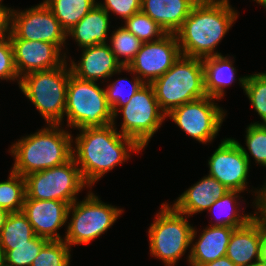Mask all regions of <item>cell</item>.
I'll return each mask as SVG.
<instances>
[{
    "label": "cell",
    "mask_w": 266,
    "mask_h": 266,
    "mask_svg": "<svg viewBox=\"0 0 266 266\" xmlns=\"http://www.w3.org/2000/svg\"><path fill=\"white\" fill-rule=\"evenodd\" d=\"M113 124L81 129L75 138L73 158L84 181L93 186L104 174L130 158V151L142 148L131 138L122 135Z\"/></svg>",
    "instance_id": "obj_1"
},
{
    "label": "cell",
    "mask_w": 266,
    "mask_h": 266,
    "mask_svg": "<svg viewBox=\"0 0 266 266\" xmlns=\"http://www.w3.org/2000/svg\"><path fill=\"white\" fill-rule=\"evenodd\" d=\"M237 18L229 0H199L175 32L181 55L200 59L220 55L214 49Z\"/></svg>",
    "instance_id": "obj_2"
},
{
    "label": "cell",
    "mask_w": 266,
    "mask_h": 266,
    "mask_svg": "<svg viewBox=\"0 0 266 266\" xmlns=\"http://www.w3.org/2000/svg\"><path fill=\"white\" fill-rule=\"evenodd\" d=\"M59 127L47 125L15 142L9 150L15 160L12 171L25 177L69 161L73 157V136Z\"/></svg>",
    "instance_id": "obj_3"
},
{
    "label": "cell",
    "mask_w": 266,
    "mask_h": 266,
    "mask_svg": "<svg viewBox=\"0 0 266 266\" xmlns=\"http://www.w3.org/2000/svg\"><path fill=\"white\" fill-rule=\"evenodd\" d=\"M150 85L166 115L182 104L205 97L202 59L181 55L164 75Z\"/></svg>",
    "instance_id": "obj_4"
},
{
    "label": "cell",
    "mask_w": 266,
    "mask_h": 266,
    "mask_svg": "<svg viewBox=\"0 0 266 266\" xmlns=\"http://www.w3.org/2000/svg\"><path fill=\"white\" fill-rule=\"evenodd\" d=\"M68 62L54 69L31 72L20 78L19 88L34 104L47 125H62L70 77Z\"/></svg>",
    "instance_id": "obj_5"
},
{
    "label": "cell",
    "mask_w": 266,
    "mask_h": 266,
    "mask_svg": "<svg viewBox=\"0 0 266 266\" xmlns=\"http://www.w3.org/2000/svg\"><path fill=\"white\" fill-rule=\"evenodd\" d=\"M66 126L77 128L104 127L113 122V113L107 102L105 89L96 81L82 80L70 73L67 86Z\"/></svg>",
    "instance_id": "obj_6"
},
{
    "label": "cell",
    "mask_w": 266,
    "mask_h": 266,
    "mask_svg": "<svg viewBox=\"0 0 266 266\" xmlns=\"http://www.w3.org/2000/svg\"><path fill=\"white\" fill-rule=\"evenodd\" d=\"M161 207L148 229L149 249L166 266H174L191 246L194 227L187 221L188 216L184 217L172 205L163 203Z\"/></svg>",
    "instance_id": "obj_7"
},
{
    "label": "cell",
    "mask_w": 266,
    "mask_h": 266,
    "mask_svg": "<svg viewBox=\"0 0 266 266\" xmlns=\"http://www.w3.org/2000/svg\"><path fill=\"white\" fill-rule=\"evenodd\" d=\"M65 243L71 247L79 244H89L90 241L104 234L123 212L122 209L104 203L96 194L89 191L84 200H77L69 206Z\"/></svg>",
    "instance_id": "obj_8"
},
{
    "label": "cell",
    "mask_w": 266,
    "mask_h": 266,
    "mask_svg": "<svg viewBox=\"0 0 266 266\" xmlns=\"http://www.w3.org/2000/svg\"><path fill=\"white\" fill-rule=\"evenodd\" d=\"M25 181V199L57 200L69 205L84 187H89L73 157L62 165L30 173Z\"/></svg>",
    "instance_id": "obj_9"
},
{
    "label": "cell",
    "mask_w": 266,
    "mask_h": 266,
    "mask_svg": "<svg viewBox=\"0 0 266 266\" xmlns=\"http://www.w3.org/2000/svg\"><path fill=\"white\" fill-rule=\"evenodd\" d=\"M118 112L123 114L120 133L133 139L142 149L148 145L166 119V114L160 109L150 84H144L127 105L120 107L113 114L114 126Z\"/></svg>",
    "instance_id": "obj_10"
},
{
    "label": "cell",
    "mask_w": 266,
    "mask_h": 266,
    "mask_svg": "<svg viewBox=\"0 0 266 266\" xmlns=\"http://www.w3.org/2000/svg\"><path fill=\"white\" fill-rule=\"evenodd\" d=\"M216 98L205 96L187 102L172 109L166 117L182 129L187 135L202 144L210 143L220 131L226 115L225 111L214 103Z\"/></svg>",
    "instance_id": "obj_11"
},
{
    "label": "cell",
    "mask_w": 266,
    "mask_h": 266,
    "mask_svg": "<svg viewBox=\"0 0 266 266\" xmlns=\"http://www.w3.org/2000/svg\"><path fill=\"white\" fill-rule=\"evenodd\" d=\"M10 39L43 41L57 45L61 50L66 44L67 32L49 7L41 2L26 10H11Z\"/></svg>",
    "instance_id": "obj_12"
},
{
    "label": "cell",
    "mask_w": 266,
    "mask_h": 266,
    "mask_svg": "<svg viewBox=\"0 0 266 266\" xmlns=\"http://www.w3.org/2000/svg\"><path fill=\"white\" fill-rule=\"evenodd\" d=\"M209 174L228 190L244 192L250 169L248 151L234 138H226L208 160Z\"/></svg>",
    "instance_id": "obj_13"
},
{
    "label": "cell",
    "mask_w": 266,
    "mask_h": 266,
    "mask_svg": "<svg viewBox=\"0 0 266 266\" xmlns=\"http://www.w3.org/2000/svg\"><path fill=\"white\" fill-rule=\"evenodd\" d=\"M181 56L175 33H167L160 40L145 42L133 61L123 71L135 73L145 84L164 75Z\"/></svg>",
    "instance_id": "obj_14"
},
{
    "label": "cell",
    "mask_w": 266,
    "mask_h": 266,
    "mask_svg": "<svg viewBox=\"0 0 266 266\" xmlns=\"http://www.w3.org/2000/svg\"><path fill=\"white\" fill-rule=\"evenodd\" d=\"M10 42L20 78L31 72L54 69L67 61L66 54L63 52L62 55L61 49L55 44L23 39H10Z\"/></svg>",
    "instance_id": "obj_15"
},
{
    "label": "cell",
    "mask_w": 266,
    "mask_h": 266,
    "mask_svg": "<svg viewBox=\"0 0 266 266\" xmlns=\"http://www.w3.org/2000/svg\"><path fill=\"white\" fill-rule=\"evenodd\" d=\"M69 204L57 200L25 199L22 212L32 225L36 236L49 241L63 240L57 232L67 223Z\"/></svg>",
    "instance_id": "obj_16"
},
{
    "label": "cell",
    "mask_w": 266,
    "mask_h": 266,
    "mask_svg": "<svg viewBox=\"0 0 266 266\" xmlns=\"http://www.w3.org/2000/svg\"><path fill=\"white\" fill-rule=\"evenodd\" d=\"M264 255V222L254 217L245 226L232 232L226 256L236 266H253Z\"/></svg>",
    "instance_id": "obj_17"
},
{
    "label": "cell",
    "mask_w": 266,
    "mask_h": 266,
    "mask_svg": "<svg viewBox=\"0 0 266 266\" xmlns=\"http://www.w3.org/2000/svg\"><path fill=\"white\" fill-rule=\"evenodd\" d=\"M80 62L71 60V74L82 80L98 81L121 73L123 66L117 61L110 45L98 44L82 48Z\"/></svg>",
    "instance_id": "obj_18"
},
{
    "label": "cell",
    "mask_w": 266,
    "mask_h": 266,
    "mask_svg": "<svg viewBox=\"0 0 266 266\" xmlns=\"http://www.w3.org/2000/svg\"><path fill=\"white\" fill-rule=\"evenodd\" d=\"M234 230L233 227L209 225L203 229V233L194 244L193 241L196 238L197 231L193 228L188 263L191 266H200L225 256Z\"/></svg>",
    "instance_id": "obj_19"
},
{
    "label": "cell",
    "mask_w": 266,
    "mask_h": 266,
    "mask_svg": "<svg viewBox=\"0 0 266 266\" xmlns=\"http://www.w3.org/2000/svg\"><path fill=\"white\" fill-rule=\"evenodd\" d=\"M229 190L210 175L204 176L196 184L184 191L172 205L178 212L190 217L208 210Z\"/></svg>",
    "instance_id": "obj_20"
},
{
    "label": "cell",
    "mask_w": 266,
    "mask_h": 266,
    "mask_svg": "<svg viewBox=\"0 0 266 266\" xmlns=\"http://www.w3.org/2000/svg\"><path fill=\"white\" fill-rule=\"evenodd\" d=\"M199 0H142L141 11L166 33H175Z\"/></svg>",
    "instance_id": "obj_21"
},
{
    "label": "cell",
    "mask_w": 266,
    "mask_h": 266,
    "mask_svg": "<svg viewBox=\"0 0 266 266\" xmlns=\"http://www.w3.org/2000/svg\"><path fill=\"white\" fill-rule=\"evenodd\" d=\"M109 23V14L97 3L67 32V37L72 36L80 48L106 44Z\"/></svg>",
    "instance_id": "obj_22"
},
{
    "label": "cell",
    "mask_w": 266,
    "mask_h": 266,
    "mask_svg": "<svg viewBox=\"0 0 266 266\" xmlns=\"http://www.w3.org/2000/svg\"><path fill=\"white\" fill-rule=\"evenodd\" d=\"M229 58L220 54L202 59L206 95L217 101L225 96V88L237 80L236 69Z\"/></svg>",
    "instance_id": "obj_23"
},
{
    "label": "cell",
    "mask_w": 266,
    "mask_h": 266,
    "mask_svg": "<svg viewBox=\"0 0 266 266\" xmlns=\"http://www.w3.org/2000/svg\"><path fill=\"white\" fill-rule=\"evenodd\" d=\"M32 225L22 212H10L0 235V242L6 253L13 250V246L29 244L35 237Z\"/></svg>",
    "instance_id": "obj_24"
},
{
    "label": "cell",
    "mask_w": 266,
    "mask_h": 266,
    "mask_svg": "<svg viewBox=\"0 0 266 266\" xmlns=\"http://www.w3.org/2000/svg\"><path fill=\"white\" fill-rule=\"evenodd\" d=\"M43 2L66 32L97 4L96 0H44Z\"/></svg>",
    "instance_id": "obj_25"
},
{
    "label": "cell",
    "mask_w": 266,
    "mask_h": 266,
    "mask_svg": "<svg viewBox=\"0 0 266 266\" xmlns=\"http://www.w3.org/2000/svg\"><path fill=\"white\" fill-rule=\"evenodd\" d=\"M240 193V191L229 190L223 197L216 200L210 206L208 209L209 212L217 210L216 212L221 213L217 214L221 219H216V222L214 224H210V226H228L237 229L245 226L251 219L255 217V214H239L240 207L238 206L240 205V202L237 201L240 199L238 198L240 197L238 196ZM222 214L224 215V218L221 217Z\"/></svg>",
    "instance_id": "obj_26"
},
{
    "label": "cell",
    "mask_w": 266,
    "mask_h": 266,
    "mask_svg": "<svg viewBox=\"0 0 266 266\" xmlns=\"http://www.w3.org/2000/svg\"><path fill=\"white\" fill-rule=\"evenodd\" d=\"M25 197V177L11 170L8 180L0 182V208L8 212L22 211Z\"/></svg>",
    "instance_id": "obj_27"
},
{
    "label": "cell",
    "mask_w": 266,
    "mask_h": 266,
    "mask_svg": "<svg viewBox=\"0 0 266 266\" xmlns=\"http://www.w3.org/2000/svg\"><path fill=\"white\" fill-rule=\"evenodd\" d=\"M109 40L111 51L123 67H128L143 44L141 40L123 26L113 31ZM121 57L125 59H121Z\"/></svg>",
    "instance_id": "obj_28"
},
{
    "label": "cell",
    "mask_w": 266,
    "mask_h": 266,
    "mask_svg": "<svg viewBox=\"0 0 266 266\" xmlns=\"http://www.w3.org/2000/svg\"><path fill=\"white\" fill-rule=\"evenodd\" d=\"M249 98L252 108L258 113L262 124H266V72L255 73L238 78Z\"/></svg>",
    "instance_id": "obj_29"
},
{
    "label": "cell",
    "mask_w": 266,
    "mask_h": 266,
    "mask_svg": "<svg viewBox=\"0 0 266 266\" xmlns=\"http://www.w3.org/2000/svg\"><path fill=\"white\" fill-rule=\"evenodd\" d=\"M133 77V82H130L126 78H118V80L110 83V85L105 88L107 102L113 114L120 107L127 105L132 96L145 84L139 77L135 75Z\"/></svg>",
    "instance_id": "obj_30"
},
{
    "label": "cell",
    "mask_w": 266,
    "mask_h": 266,
    "mask_svg": "<svg viewBox=\"0 0 266 266\" xmlns=\"http://www.w3.org/2000/svg\"><path fill=\"white\" fill-rule=\"evenodd\" d=\"M123 27L143 43L160 40L167 34L154 20L142 11L127 18Z\"/></svg>",
    "instance_id": "obj_31"
},
{
    "label": "cell",
    "mask_w": 266,
    "mask_h": 266,
    "mask_svg": "<svg viewBox=\"0 0 266 266\" xmlns=\"http://www.w3.org/2000/svg\"><path fill=\"white\" fill-rule=\"evenodd\" d=\"M70 251L64 240L48 241L31 266H70Z\"/></svg>",
    "instance_id": "obj_32"
},
{
    "label": "cell",
    "mask_w": 266,
    "mask_h": 266,
    "mask_svg": "<svg viewBox=\"0 0 266 266\" xmlns=\"http://www.w3.org/2000/svg\"><path fill=\"white\" fill-rule=\"evenodd\" d=\"M49 240L40 236H35L29 244L13 246V250L5 253V265L7 266H31L34 259L38 256L42 247Z\"/></svg>",
    "instance_id": "obj_33"
},
{
    "label": "cell",
    "mask_w": 266,
    "mask_h": 266,
    "mask_svg": "<svg viewBox=\"0 0 266 266\" xmlns=\"http://www.w3.org/2000/svg\"><path fill=\"white\" fill-rule=\"evenodd\" d=\"M246 146L252 158L266 167V124L254 122L248 125L245 136Z\"/></svg>",
    "instance_id": "obj_34"
},
{
    "label": "cell",
    "mask_w": 266,
    "mask_h": 266,
    "mask_svg": "<svg viewBox=\"0 0 266 266\" xmlns=\"http://www.w3.org/2000/svg\"><path fill=\"white\" fill-rule=\"evenodd\" d=\"M0 79L6 81H14L16 79L18 85L20 82V77L14 64L13 48L9 37L0 39Z\"/></svg>",
    "instance_id": "obj_35"
},
{
    "label": "cell",
    "mask_w": 266,
    "mask_h": 266,
    "mask_svg": "<svg viewBox=\"0 0 266 266\" xmlns=\"http://www.w3.org/2000/svg\"><path fill=\"white\" fill-rule=\"evenodd\" d=\"M142 0H104L98 4L109 14L110 12L119 15L124 19L130 18L141 11Z\"/></svg>",
    "instance_id": "obj_36"
},
{
    "label": "cell",
    "mask_w": 266,
    "mask_h": 266,
    "mask_svg": "<svg viewBox=\"0 0 266 266\" xmlns=\"http://www.w3.org/2000/svg\"><path fill=\"white\" fill-rule=\"evenodd\" d=\"M264 184L265 185L262 186L263 188H260L259 191L258 189L253 191L257 196L252 203H255L253 205L256 206V210L260 213L259 215V213L255 211V217L266 225V183Z\"/></svg>",
    "instance_id": "obj_37"
},
{
    "label": "cell",
    "mask_w": 266,
    "mask_h": 266,
    "mask_svg": "<svg viewBox=\"0 0 266 266\" xmlns=\"http://www.w3.org/2000/svg\"><path fill=\"white\" fill-rule=\"evenodd\" d=\"M11 10L2 4V0L0 1V39L10 35Z\"/></svg>",
    "instance_id": "obj_38"
},
{
    "label": "cell",
    "mask_w": 266,
    "mask_h": 266,
    "mask_svg": "<svg viewBox=\"0 0 266 266\" xmlns=\"http://www.w3.org/2000/svg\"><path fill=\"white\" fill-rule=\"evenodd\" d=\"M200 266H236L226 255Z\"/></svg>",
    "instance_id": "obj_39"
},
{
    "label": "cell",
    "mask_w": 266,
    "mask_h": 266,
    "mask_svg": "<svg viewBox=\"0 0 266 266\" xmlns=\"http://www.w3.org/2000/svg\"><path fill=\"white\" fill-rule=\"evenodd\" d=\"M9 214L10 212L7 210L0 208V235Z\"/></svg>",
    "instance_id": "obj_40"
},
{
    "label": "cell",
    "mask_w": 266,
    "mask_h": 266,
    "mask_svg": "<svg viewBox=\"0 0 266 266\" xmlns=\"http://www.w3.org/2000/svg\"><path fill=\"white\" fill-rule=\"evenodd\" d=\"M5 264V252L0 242V266Z\"/></svg>",
    "instance_id": "obj_41"
},
{
    "label": "cell",
    "mask_w": 266,
    "mask_h": 266,
    "mask_svg": "<svg viewBox=\"0 0 266 266\" xmlns=\"http://www.w3.org/2000/svg\"><path fill=\"white\" fill-rule=\"evenodd\" d=\"M253 266H266V255H264L259 261H257Z\"/></svg>",
    "instance_id": "obj_42"
},
{
    "label": "cell",
    "mask_w": 266,
    "mask_h": 266,
    "mask_svg": "<svg viewBox=\"0 0 266 266\" xmlns=\"http://www.w3.org/2000/svg\"><path fill=\"white\" fill-rule=\"evenodd\" d=\"M256 1L258 4L262 5L266 9V0H253Z\"/></svg>",
    "instance_id": "obj_43"
},
{
    "label": "cell",
    "mask_w": 266,
    "mask_h": 266,
    "mask_svg": "<svg viewBox=\"0 0 266 266\" xmlns=\"http://www.w3.org/2000/svg\"><path fill=\"white\" fill-rule=\"evenodd\" d=\"M265 228V255H266V225H264Z\"/></svg>",
    "instance_id": "obj_44"
}]
</instances>
